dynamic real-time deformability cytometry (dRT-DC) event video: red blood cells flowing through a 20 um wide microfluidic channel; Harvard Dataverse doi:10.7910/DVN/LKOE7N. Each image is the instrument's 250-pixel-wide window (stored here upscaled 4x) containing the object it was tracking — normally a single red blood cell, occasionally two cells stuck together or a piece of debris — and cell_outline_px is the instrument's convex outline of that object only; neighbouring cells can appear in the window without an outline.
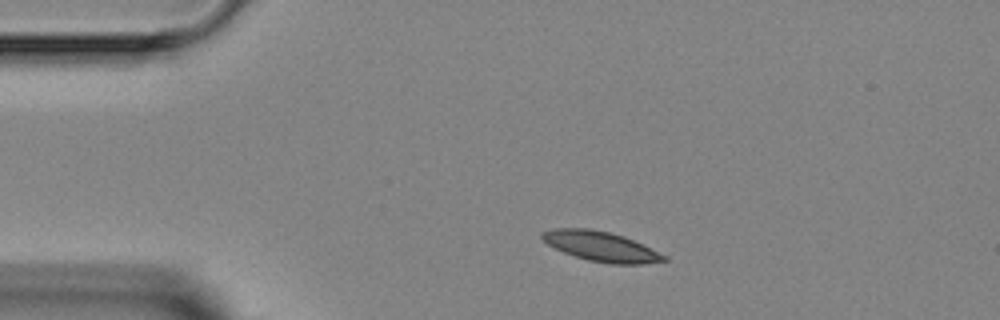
{"species": "Egyptian fruit bat (a non-hibernating species)", "species_latin": "Rousettus aegyptiacus", "temperature_condition": "room temperature", "stored_images_in_passage": 2, "camera_frame_rate_fps": 3000, "um_per_image_px": 0.085, "animal": {"sex": "female"}, "frame": {"image": 1, "passage_image": 1, "time_ms": 0.0, "image_size_px": [1000, 320], "cell_outline_px": [[668, 260], [644, 264], [608, 264], [588, 260], [564, 252], [548, 244], [540, 236], [540, 232], [552, 228], [588, 228], [608, 232], [624, 236], [668, 256]], "centroid_in_image_um": [51.09, 20.94], "position_along_channel_um": 33.9, "area_um2": 21.15}}